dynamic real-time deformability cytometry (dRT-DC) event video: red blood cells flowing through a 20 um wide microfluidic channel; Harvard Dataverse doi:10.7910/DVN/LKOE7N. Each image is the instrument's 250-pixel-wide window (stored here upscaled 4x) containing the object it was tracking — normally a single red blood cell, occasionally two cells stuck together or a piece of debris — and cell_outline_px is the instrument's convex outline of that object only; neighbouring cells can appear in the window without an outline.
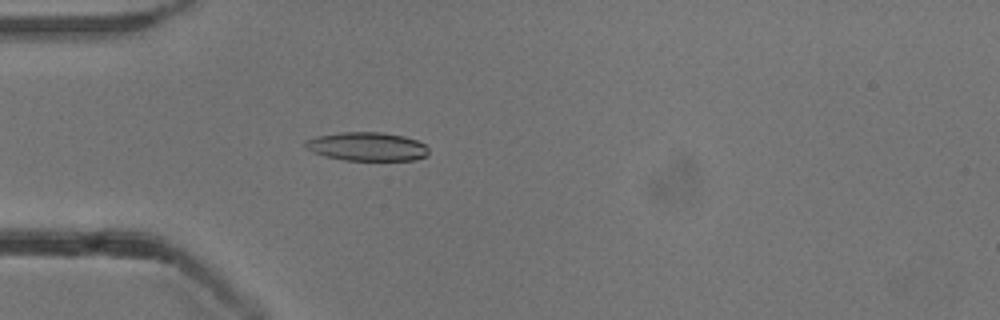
{"species": "common noctule bat (a hibernating species)", "species_latin": "Nyctalus noctula", "temperature_condition": "cold", "stored_images_in_passage": 44, "camera_frame_rate_fps": 3000, "um_per_image_px": 0.085, "animal": {"sex": "male", "body_mass_g": 13.3}, "frame": {"image": 1, "passage_image": 6, "time_ms": 1.667, "image_size_px": [1000, 320], "cell_outline_px": [[428, 156], [416, 160], [344, 160], [324, 156], [312, 152], [304, 148], [304, 140], [316, 136], [340, 132], [384, 132], [404, 136], [416, 140], [424, 144], [428, 148]], "centroid_in_image_um": [31.17, 12.45], "position_along_channel_um": 53.8, "area_um2": 20.87}}
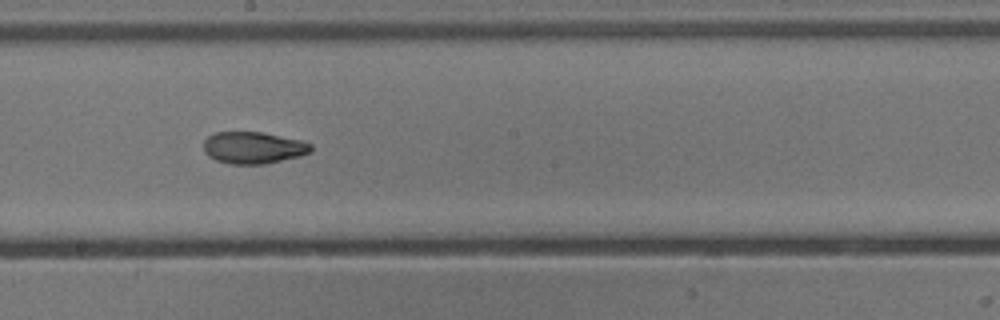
{"frame": {"image": 2, "passage_image": 20, "time_ms": 6.333, "image_size_px": [1000, 320], "cell_outline_px": [[312, 152], [300, 156], [264, 164], [228, 164], [216, 160], [208, 156], [204, 152], [204, 140], [208, 136], [216, 132], [264, 132], [304, 140], [312, 144]], "centroid_in_image_um": [21.56, 12.55], "position_along_channel_um": 226.6, "area_um2": 20.23}}
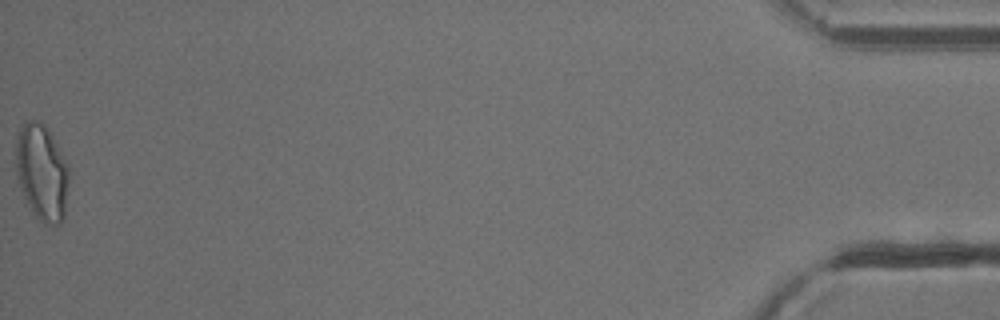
{"frame": {"image": 3, "passage_image": 44, "time_ms": 14.333, "image_size_px": [1000, 320], "cell_outline_px": [[68, 180], [64, 220], [60, 224], [44, 224], [24, 204], [16, 176], [16, 140], [24, 124], [28, 120], [40, 120], [48, 128], [56, 140], [68, 164]], "centroid_in_image_um": [3.55, 14.67], "position_along_channel_um": 431.7, "area_um2": 30.35}, "authors_computed_cell_mechanics": {"area_um2": 20.6057, "velocity_mm_per_s": 3.8522, "shape_relaxation_time_tau1_ms": 7.2453, "shape_relaxation_time_tau2_ms": 2.5494, "deformation_change_tau1": 0.1919, "deformation_change_tau2": 0.0854}}